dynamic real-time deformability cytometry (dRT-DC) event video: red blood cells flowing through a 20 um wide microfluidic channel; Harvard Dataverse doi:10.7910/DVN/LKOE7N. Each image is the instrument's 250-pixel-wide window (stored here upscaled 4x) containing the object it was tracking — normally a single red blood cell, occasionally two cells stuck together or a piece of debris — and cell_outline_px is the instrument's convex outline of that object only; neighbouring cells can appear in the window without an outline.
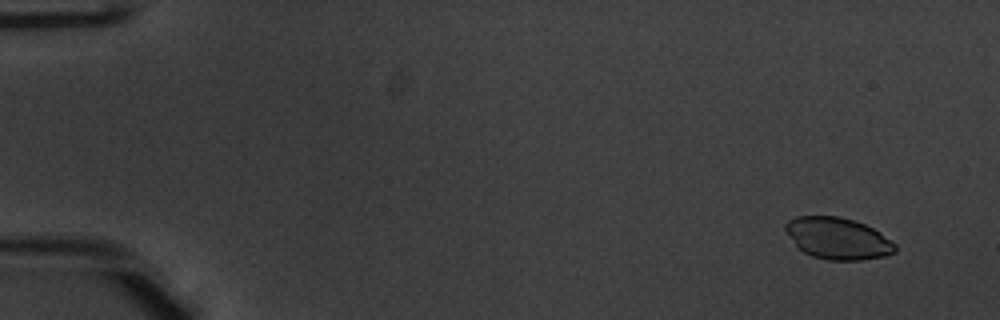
{"species": "common noctule bat (a hibernating species)", "species_latin": "Nyctalus noctula", "temperature_condition": "warm", "stored_images_in_passage": 51, "camera_frame_rate_fps": 3000, "um_per_image_px": 0.085, "animal": {"sex": "male", "body_mass_g": 20.1, "forearm_length_mm": 53.5}, "frame": {"image": 1, "passage_image": 1, "time_ms": 0.0, "image_size_px": [1000, 320], "cell_outline_px": [[896, 252], [884, 256], [860, 260], [828, 260], [812, 256], [804, 252], [796, 244], [784, 228], [784, 224], [788, 220], [796, 216], [840, 216], [864, 224], [880, 232], [896, 244]], "centroid_in_image_um": [71.23, 20.26], "position_along_channel_um": 13.8, "area_um2": 26.47}}
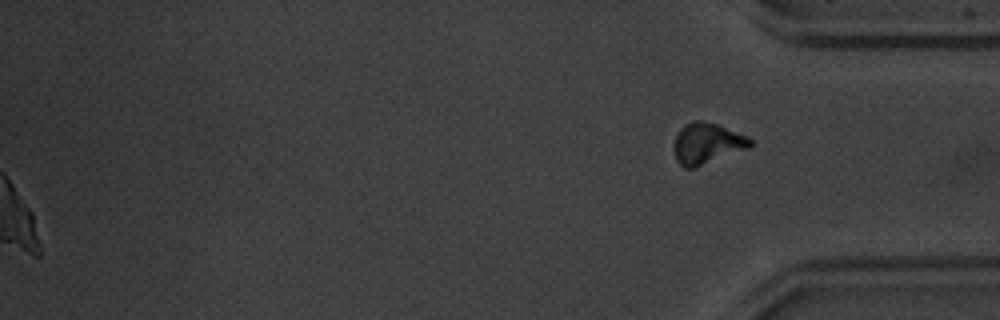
{"frame": {"image": 2, "passage_image": 51, "time_ms": 16.667, "image_size_px": [1000, 320], "cell_outline_px": [[752, 144], [748, 148], [696, 168], [684, 168], [676, 160], [676, 136], [680, 128], [684, 124], [692, 120], [704, 120], [716, 124], [748, 136], [752, 140]], "centroid_in_image_um": [60.11, 12.19], "position_along_channel_um": 375.1, "area_um2": 18.09}}